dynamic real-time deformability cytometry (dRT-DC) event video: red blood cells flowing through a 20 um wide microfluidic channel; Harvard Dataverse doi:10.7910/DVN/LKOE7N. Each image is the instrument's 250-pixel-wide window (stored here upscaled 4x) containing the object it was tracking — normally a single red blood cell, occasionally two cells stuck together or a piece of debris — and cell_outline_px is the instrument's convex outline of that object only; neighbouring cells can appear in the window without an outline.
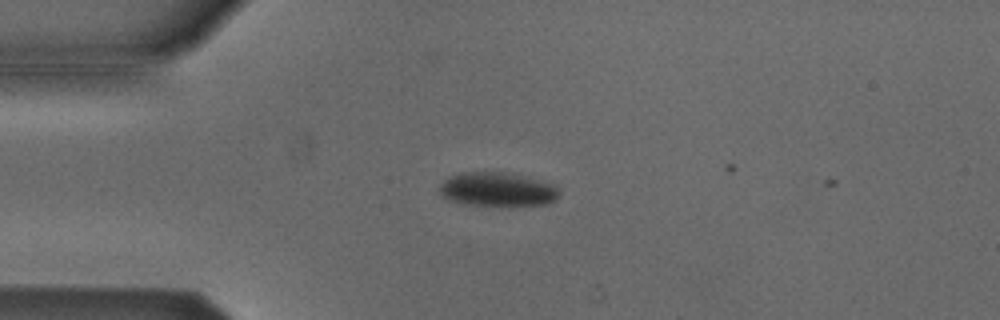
{"species": "Egyptian fruit bat (a non-hibernating species)", "species_latin": "Rousettus aegyptiacus", "temperature_condition": "cold", "stored_images_in_passage": 4, "camera_frame_rate_fps": 3000, "um_per_image_px": 0.085, "animal": {"sex": "male"}, "frame": {"image": 1, "passage_image": 3, "time_ms": 0.667, "image_size_px": [1000, 320], "cell_outline_px": [[560, 192], [556, 200], [544, 204], [460, 204], [448, 200], [440, 192], [440, 184], [448, 176], [460, 172], [504, 172], [528, 176], [556, 184], [560, 188]], "centroid_in_image_um": [42.3, 16.06], "position_along_channel_um": 42.7, "area_um2": 23.7}}